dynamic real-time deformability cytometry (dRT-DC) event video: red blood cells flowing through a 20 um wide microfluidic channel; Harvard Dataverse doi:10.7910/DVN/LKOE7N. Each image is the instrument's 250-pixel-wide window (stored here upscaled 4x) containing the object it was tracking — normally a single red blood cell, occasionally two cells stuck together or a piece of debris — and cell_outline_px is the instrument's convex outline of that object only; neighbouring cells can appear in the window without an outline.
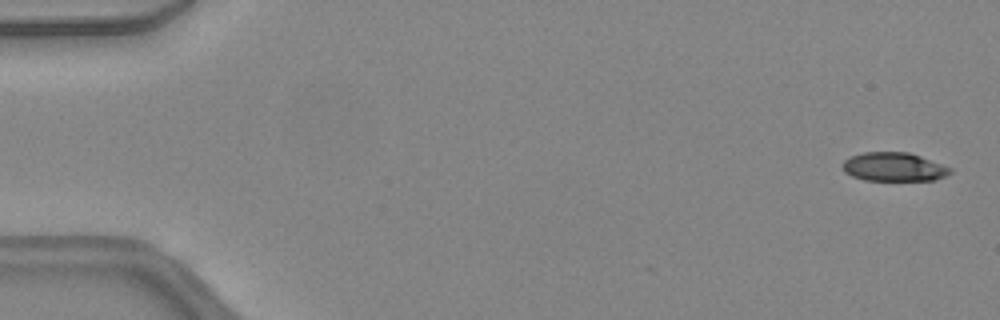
{"species": "common noctule bat (a hibernating species)", "species_latin": "Nyctalus noctula", "temperature_condition": "warm", "stored_images_in_passage": 5, "camera_frame_rate_fps": 3000, "um_per_image_px": 0.085, "animal": {"sex": "female", "body_mass_g": 24.6, "forearm_length_mm": 56.2}, "frame": {"image": 1, "passage_image": 2, "time_ms": 0.333, "image_size_px": [1000, 320], "cell_outline_px": [[952, 172], [936, 180], [864, 180], [852, 176], [844, 172], [840, 164], [844, 160], [852, 156], [864, 152], [908, 152], [920, 156], [952, 168]], "centroid_in_image_um": [75.95, 14.19], "position_along_channel_um": 9.1, "area_um2": 18.03}}